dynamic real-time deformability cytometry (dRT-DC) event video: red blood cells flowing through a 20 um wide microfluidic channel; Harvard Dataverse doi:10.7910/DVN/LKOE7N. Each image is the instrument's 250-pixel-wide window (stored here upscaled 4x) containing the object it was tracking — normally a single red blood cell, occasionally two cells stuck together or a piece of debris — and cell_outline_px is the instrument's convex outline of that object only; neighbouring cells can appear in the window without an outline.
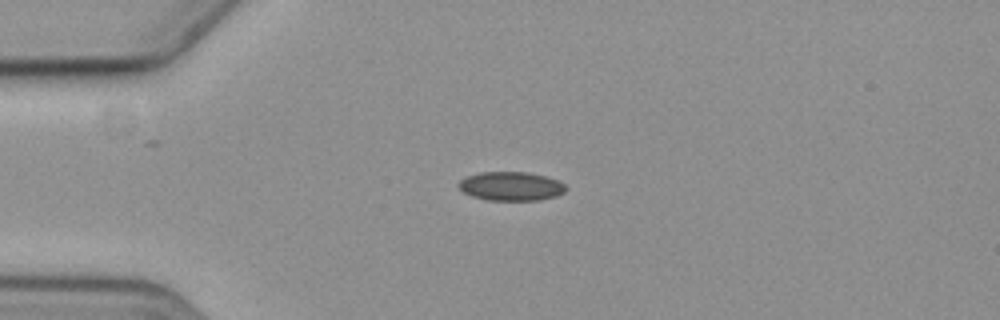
{"species": "common noctule bat (a hibernating species)", "species_latin": "Nyctalus noctula", "temperature_condition": "cold", "stored_images_in_passage": 1, "camera_frame_rate_fps": 3000, "um_per_image_px": 0.085, "animal": {"sex": "female", "body_mass_g": 19.3, "forearm_length_mm": 54.1}, "frame": {"image": 1, "passage_image": 1, "time_ms": 0.0, "image_size_px": [1000, 320], "cell_outline_px": [[568, 188], [564, 192], [556, 196], [540, 200], [488, 200], [472, 196], [464, 192], [460, 188], [460, 180], [468, 176], [480, 172], [528, 172], [544, 176], [556, 180], [564, 184]], "centroid_in_image_um": [43.46, 15.83], "position_along_channel_um": 41.5, "area_um2": 17.86}}